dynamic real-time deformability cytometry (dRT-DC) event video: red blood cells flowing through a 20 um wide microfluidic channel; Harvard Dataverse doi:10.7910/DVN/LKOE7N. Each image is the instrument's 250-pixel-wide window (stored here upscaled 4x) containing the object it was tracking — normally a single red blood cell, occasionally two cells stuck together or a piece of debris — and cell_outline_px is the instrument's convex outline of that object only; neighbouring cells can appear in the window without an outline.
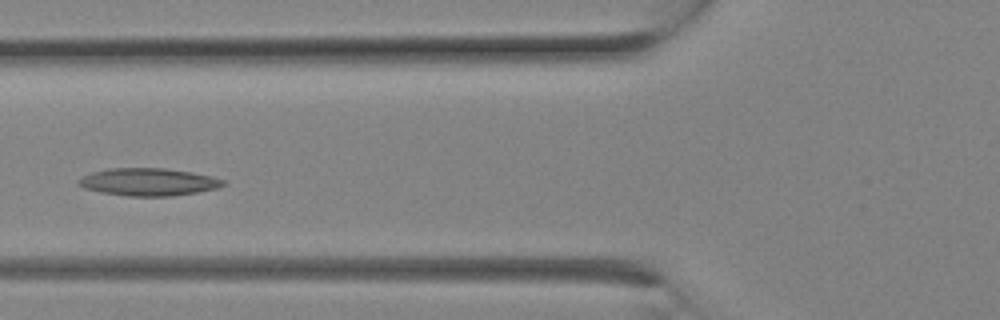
{"species": "Egyptian fruit bat (a non-hibernating species)", "species_latin": "Rousettus aegyptiacus", "temperature_condition": "room temperature", "stored_images_in_passage": 8, "camera_frame_rate_fps": 3000, "um_per_image_px": 0.085, "animal": {"sex": "female"}, "frame": {"image": 1, "passage_image": 7, "time_ms": 2.0, "image_size_px": [1000, 320], "cell_outline_px": [[224, 184], [216, 188], [196, 192], [172, 196], [128, 196], [100, 192], [84, 188], [76, 184], [76, 180], [92, 172], [108, 168], [164, 168], [192, 172], [212, 176], [224, 180]], "centroid_in_image_um": [12.57, 15.46], "position_along_channel_um": 113.2, "area_um2": 23.18}}